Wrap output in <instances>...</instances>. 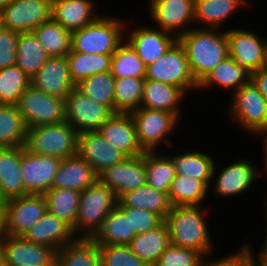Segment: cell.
Instances as JSON below:
<instances>
[{
	"instance_id": "1",
	"label": "cell",
	"mask_w": 267,
	"mask_h": 266,
	"mask_svg": "<svg viewBox=\"0 0 267 266\" xmlns=\"http://www.w3.org/2000/svg\"><path fill=\"white\" fill-rule=\"evenodd\" d=\"M195 26L179 36L178 41L185 50L190 71L199 83L229 55L228 38L225 29Z\"/></svg>"
},
{
	"instance_id": "2",
	"label": "cell",
	"mask_w": 267,
	"mask_h": 266,
	"mask_svg": "<svg viewBox=\"0 0 267 266\" xmlns=\"http://www.w3.org/2000/svg\"><path fill=\"white\" fill-rule=\"evenodd\" d=\"M202 208L203 206H172L165 222L169 229L170 244L192 248L205 257H210L216 249L211 241L212 230L207 226V212L211 209Z\"/></svg>"
},
{
	"instance_id": "3",
	"label": "cell",
	"mask_w": 267,
	"mask_h": 266,
	"mask_svg": "<svg viewBox=\"0 0 267 266\" xmlns=\"http://www.w3.org/2000/svg\"><path fill=\"white\" fill-rule=\"evenodd\" d=\"M72 32L71 50L87 54H113L125 40L124 19L105 14Z\"/></svg>"
},
{
	"instance_id": "4",
	"label": "cell",
	"mask_w": 267,
	"mask_h": 266,
	"mask_svg": "<svg viewBox=\"0 0 267 266\" xmlns=\"http://www.w3.org/2000/svg\"><path fill=\"white\" fill-rule=\"evenodd\" d=\"M78 134L66 121L27 127L24 149L32 154L65 159L77 154Z\"/></svg>"
},
{
	"instance_id": "5",
	"label": "cell",
	"mask_w": 267,
	"mask_h": 266,
	"mask_svg": "<svg viewBox=\"0 0 267 266\" xmlns=\"http://www.w3.org/2000/svg\"><path fill=\"white\" fill-rule=\"evenodd\" d=\"M117 201L114 192L99 181L81 191L77 220L72 228L75 236L93 238Z\"/></svg>"
},
{
	"instance_id": "6",
	"label": "cell",
	"mask_w": 267,
	"mask_h": 266,
	"mask_svg": "<svg viewBox=\"0 0 267 266\" xmlns=\"http://www.w3.org/2000/svg\"><path fill=\"white\" fill-rule=\"evenodd\" d=\"M228 116L245 133L257 136L267 130V99L252 81L230 95Z\"/></svg>"
},
{
	"instance_id": "7",
	"label": "cell",
	"mask_w": 267,
	"mask_h": 266,
	"mask_svg": "<svg viewBox=\"0 0 267 266\" xmlns=\"http://www.w3.org/2000/svg\"><path fill=\"white\" fill-rule=\"evenodd\" d=\"M130 115L135 124L139 145L144 151H158L163 142L170 148L174 146L170 137L177 130L180 121L175 113L138 108L131 111Z\"/></svg>"
},
{
	"instance_id": "8",
	"label": "cell",
	"mask_w": 267,
	"mask_h": 266,
	"mask_svg": "<svg viewBox=\"0 0 267 266\" xmlns=\"http://www.w3.org/2000/svg\"><path fill=\"white\" fill-rule=\"evenodd\" d=\"M146 78L171 84L188 92L198 91L183 46L177 40L168 51L146 68Z\"/></svg>"
},
{
	"instance_id": "9",
	"label": "cell",
	"mask_w": 267,
	"mask_h": 266,
	"mask_svg": "<svg viewBox=\"0 0 267 266\" xmlns=\"http://www.w3.org/2000/svg\"><path fill=\"white\" fill-rule=\"evenodd\" d=\"M16 106L27 127L66 121V101L31 85L19 97Z\"/></svg>"
},
{
	"instance_id": "10",
	"label": "cell",
	"mask_w": 267,
	"mask_h": 266,
	"mask_svg": "<svg viewBox=\"0 0 267 266\" xmlns=\"http://www.w3.org/2000/svg\"><path fill=\"white\" fill-rule=\"evenodd\" d=\"M47 211L44 194H26L4 201L2 234L22 236Z\"/></svg>"
},
{
	"instance_id": "11",
	"label": "cell",
	"mask_w": 267,
	"mask_h": 266,
	"mask_svg": "<svg viewBox=\"0 0 267 266\" xmlns=\"http://www.w3.org/2000/svg\"><path fill=\"white\" fill-rule=\"evenodd\" d=\"M238 159L228 164V166L222 167L220 171H216L217 165H214L211 180V183L213 182L214 184L212 183L211 187H209L214 197H220L222 199L224 197V199H227L234 196L238 197L242 193L246 194V192L248 194V191L258 181L256 178L262 176L261 168H258L257 164L255 165L252 160L249 161L241 157ZM214 178L215 180H213Z\"/></svg>"
},
{
	"instance_id": "12",
	"label": "cell",
	"mask_w": 267,
	"mask_h": 266,
	"mask_svg": "<svg viewBox=\"0 0 267 266\" xmlns=\"http://www.w3.org/2000/svg\"><path fill=\"white\" fill-rule=\"evenodd\" d=\"M254 31L241 27L226 30L229 56L251 74L267 66V39H263Z\"/></svg>"
},
{
	"instance_id": "13",
	"label": "cell",
	"mask_w": 267,
	"mask_h": 266,
	"mask_svg": "<svg viewBox=\"0 0 267 266\" xmlns=\"http://www.w3.org/2000/svg\"><path fill=\"white\" fill-rule=\"evenodd\" d=\"M195 0H148V13L153 27L175 35L177 38L195 25ZM190 26V28H189Z\"/></svg>"
},
{
	"instance_id": "14",
	"label": "cell",
	"mask_w": 267,
	"mask_h": 266,
	"mask_svg": "<svg viewBox=\"0 0 267 266\" xmlns=\"http://www.w3.org/2000/svg\"><path fill=\"white\" fill-rule=\"evenodd\" d=\"M66 122L78 133L98 131L114 112L106 105L88 98L81 90L74 87L67 95Z\"/></svg>"
},
{
	"instance_id": "15",
	"label": "cell",
	"mask_w": 267,
	"mask_h": 266,
	"mask_svg": "<svg viewBox=\"0 0 267 266\" xmlns=\"http://www.w3.org/2000/svg\"><path fill=\"white\" fill-rule=\"evenodd\" d=\"M52 0H13L0 14V26L17 33L32 32L51 18Z\"/></svg>"
},
{
	"instance_id": "16",
	"label": "cell",
	"mask_w": 267,
	"mask_h": 266,
	"mask_svg": "<svg viewBox=\"0 0 267 266\" xmlns=\"http://www.w3.org/2000/svg\"><path fill=\"white\" fill-rule=\"evenodd\" d=\"M98 181L110 188L118 199L122 194L147 184L144 154L103 169Z\"/></svg>"
},
{
	"instance_id": "17",
	"label": "cell",
	"mask_w": 267,
	"mask_h": 266,
	"mask_svg": "<svg viewBox=\"0 0 267 266\" xmlns=\"http://www.w3.org/2000/svg\"><path fill=\"white\" fill-rule=\"evenodd\" d=\"M62 159L32 154L22 146L21 175L27 194H45L52 188Z\"/></svg>"
},
{
	"instance_id": "18",
	"label": "cell",
	"mask_w": 267,
	"mask_h": 266,
	"mask_svg": "<svg viewBox=\"0 0 267 266\" xmlns=\"http://www.w3.org/2000/svg\"><path fill=\"white\" fill-rule=\"evenodd\" d=\"M2 244L5 266H50L56 260L53 248L22 236L2 234Z\"/></svg>"
},
{
	"instance_id": "19",
	"label": "cell",
	"mask_w": 267,
	"mask_h": 266,
	"mask_svg": "<svg viewBox=\"0 0 267 266\" xmlns=\"http://www.w3.org/2000/svg\"><path fill=\"white\" fill-rule=\"evenodd\" d=\"M127 26L129 25H126L125 32L127 33L125 35L128 34V36H125V40L146 66L162 57L178 40L175 35L155 27L151 28L148 25L140 26V28L139 26L136 28Z\"/></svg>"
},
{
	"instance_id": "20",
	"label": "cell",
	"mask_w": 267,
	"mask_h": 266,
	"mask_svg": "<svg viewBox=\"0 0 267 266\" xmlns=\"http://www.w3.org/2000/svg\"><path fill=\"white\" fill-rule=\"evenodd\" d=\"M77 154L97 173L129 157L122 150L110 145L99 131H84L78 134Z\"/></svg>"
},
{
	"instance_id": "21",
	"label": "cell",
	"mask_w": 267,
	"mask_h": 266,
	"mask_svg": "<svg viewBox=\"0 0 267 266\" xmlns=\"http://www.w3.org/2000/svg\"><path fill=\"white\" fill-rule=\"evenodd\" d=\"M30 85L37 90L65 100L76 87L70 75L67 57H49L40 70L30 78Z\"/></svg>"
},
{
	"instance_id": "22",
	"label": "cell",
	"mask_w": 267,
	"mask_h": 266,
	"mask_svg": "<svg viewBox=\"0 0 267 266\" xmlns=\"http://www.w3.org/2000/svg\"><path fill=\"white\" fill-rule=\"evenodd\" d=\"M98 131L110 145L122 150L129 157L145 153L139 145L135 124L130 113H114Z\"/></svg>"
},
{
	"instance_id": "23",
	"label": "cell",
	"mask_w": 267,
	"mask_h": 266,
	"mask_svg": "<svg viewBox=\"0 0 267 266\" xmlns=\"http://www.w3.org/2000/svg\"><path fill=\"white\" fill-rule=\"evenodd\" d=\"M96 4L95 0H52L51 18L72 33L101 16Z\"/></svg>"
},
{
	"instance_id": "24",
	"label": "cell",
	"mask_w": 267,
	"mask_h": 266,
	"mask_svg": "<svg viewBox=\"0 0 267 266\" xmlns=\"http://www.w3.org/2000/svg\"><path fill=\"white\" fill-rule=\"evenodd\" d=\"M22 237L33 243L50 246L56 252L77 238L69 224L49 211L25 231Z\"/></svg>"
},
{
	"instance_id": "25",
	"label": "cell",
	"mask_w": 267,
	"mask_h": 266,
	"mask_svg": "<svg viewBox=\"0 0 267 266\" xmlns=\"http://www.w3.org/2000/svg\"><path fill=\"white\" fill-rule=\"evenodd\" d=\"M188 96L181 88L145 78L140 108L164 110L182 118L181 104Z\"/></svg>"
},
{
	"instance_id": "26",
	"label": "cell",
	"mask_w": 267,
	"mask_h": 266,
	"mask_svg": "<svg viewBox=\"0 0 267 266\" xmlns=\"http://www.w3.org/2000/svg\"><path fill=\"white\" fill-rule=\"evenodd\" d=\"M98 181V173L78 154L62 159L52 188L83 191Z\"/></svg>"
},
{
	"instance_id": "27",
	"label": "cell",
	"mask_w": 267,
	"mask_h": 266,
	"mask_svg": "<svg viewBox=\"0 0 267 266\" xmlns=\"http://www.w3.org/2000/svg\"><path fill=\"white\" fill-rule=\"evenodd\" d=\"M21 147H0V197L5 201L27 194L21 175Z\"/></svg>"
},
{
	"instance_id": "28",
	"label": "cell",
	"mask_w": 267,
	"mask_h": 266,
	"mask_svg": "<svg viewBox=\"0 0 267 266\" xmlns=\"http://www.w3.org/2000/svg\"><path fill=\"white\" fill-rule=\"evenodd\" d=\"M249 0H195L194 21L198 27L222 29L223 23L242 10L243 7L254 6ZM242 8V9H241Z\"/></svg>"
},
{
	"instance_id": "29",
	"label": "cell",
	"mask_w": 267,
	"mask_h": 266,
	"mask_svg": "<svg viewBox=\"0 0 267 266\" xmlns=\"http://www.w3.org/2000/svg\"><path fill=\"white\" fill-rule=\"evenodd\" d=\"M250 81L251 73L244 67L238 66L228 55L198 83V90L207 91L209 88L219 86L217 88L226 91L229 89L232 94Z\"/></svg>"
},
{
	"instance_id": "30",
	"label": "cell",
	"mask_w": 267,
	"mask_h": 266,
	"mask_svg": "<svg viewBox=\"0 0 267 266\" xmlns=\"http://www.w3.org/2000/svg\"><path fill=\"white\" fill-rule=\"evenodd\" d=\"M117 205L150 211L160 215L164 220L172 209L168 193L148 184L122 194Z\"/></svg>"
},
{
	"instance_id": "31",
	"label": "cell",
	"mask_w": 267,
	"mask_h": 266,
	"mask_svg": "<svg viewBox=\"0 0 267 266\" xmlns=\"http://www.w3.org/2000/svg\"><path fill=\"white\" fill-rule=\"evenodd\" d=\"M169 245V229L165 221L155 229L137 234L128 244L148 266H154Z\"/></svg>"
},
{
	"instance_id": "32",
	"label": "cell",
	"mask_w": 267,
	"mask_h": 266,
	"mask_svg": "<svg viewBox=\"0 0 267 266\" xmlns=\"http://www.w3.org/2000/svg\"><path fill=\"white\" fill-rule=\"evenodd\" d=\"M131 232L130 214L116 205L103 220L100 230L92 238L97 244L128 245L136 236Z\"/></svg>"
},
{
	"instance_id": "33",
	"label": "cell",
	"mask_w": 267,
	"mask_h": 266,
	"mask_svg": "<svg viewBox=\"0 0 267 266\" xmlns=\"http://www.w3.org/2000/svg\"><path fill=\"white\" fill-rule=\"evenodd\" d=\"M179 152L181 153L177 155H169L174 163L176 175L202 180L210 187L215 159L210 154L198 150Z\"/></svg>"
},
{
	"instance_id": "34",
	"label": "cell",
	"mask_w": 267,
	"mask_h": 266,
	"mask_svg": "<svg viewBox=\"0 0 267 266\" xmlns=\"http://www.w3.org/2000/svg\"><path fill=\"white\" fill-rule=\"evenodd\" d=\"M209 186L202 180L175 175L168 195L172 206H204Z\"/></svg>"
},
{
	"instance_id": "35",
	"label": "cell",
	"mask_w": 267,
	"mask_h": 266,
	"mask_svg": "<svg viewBox=\"0 0 267 266\" xmlns=\"http://www.w3.org/2000/svg\"><path fill=\"white\" fill-rule=\"evenodd\" d=\"M62 266H101L99 244L92 238H76L56 252Z\"/></svg>"
},
{
	"instance_id": "36",
	"label": "cell",
	"mask_w": 267,
	"mask_h": 266,
	"mask_svg": "<svg viewBox=\"0 0 267 266\" xmlns=\"http://www.w3.org/2000/svg\"><path fill=\"white\" fill-rule=\"evenodd\" d=\"M161 152L163 151H145L144 153L147 184L168 193L176 171L169 153L162 154Z\"/></svg>"
},
{
	"instance_id": "37",
	"label": "cell",
	"mask_w": 267,
	"mask_h": 266,
	"mask_svg": "<svg viewBox=\"0 0 267 266\" xmlns=\"http://www.w3.org/2000/svg\"><path fill=\"white\" fill-rule=\"evenodd\" d=\"M66 57L75 85L91 75L111 71L112 54H87L71 50Z\"/></svg>"
},
{
	"instance_id": "38",
	"label": "cell",
	"mask_w": 267,
	"mask_h": 266,
	"mask_svg": "<svg viewBox=\"0 0 267 266\" xmlns=\"http://www.w3.org/2000/svg\"><path fill=\"white\" fill-rule=\"evenodd\" d=\"M16 65L32 78L50 57L33 32L19 33Z\"/></svg>"
},
{
	"instance_id": "39",
	"label": "cell",
	"mask_w": 267,
	"mask_h": 266,
	"mask_svg": "<svg viewBox=\"0 0 267 266\" xmlns=\"http://www.w3.org/2000/svg\"><path fill=\"white\" fill-rule=\"evenodd\" d=\"M27 126L16 105L0 104V147H21Z\"/></svg>"
},
{
	"instance_id": "40",
	"label": "cell",
	"mask_w": 267,
	"mask_h": 266,
	"mask_svg": "<svg viewBox=\"0 0 267 266\" xmlns=\"http://www.w3.org/2000/svg\"><path fill=\"white\" fill-rule=\"evenodd\" d=\"M32 32L50 57L66 56L71 51L72 33L52 18L36 27Z\"/></svg>"
},
{
	"instance_id": "41",
	"label": "cell",
	"mask_w": 267,
	"mask_h": 266,
	"mask_svg": "<svg viewBox=\"0 0 267 266\" xmlns=\"http://www.w3.org/2000/svg\"><path fill=\"white\" fill-rule=\"evenodd\" d=\"M81 192L73 189L51 188L45 194L47 211L72 228L77 220Z\"/></svg>"
},
{
	"instance_id": "42",
	"label": "cell",
	"mask_w": 267,
	"mask_h": 266,
	"mask_svg": "<svg viewBox=\"0 0 267 266\" xmlns=\"http://www.w3.org/2000/svg\"><path fill=\"white\" fill-rule=\"evenodd\" d=\"M145 78L146 77L115 78V113H130L140 108Z\"/></svg>"
},
{
	"instance_id": "43",
	"label": "cell",
	"mask_w": 267,
	"mask_h": 266,
	"mask_svg": "<svg viewBox=\"0 0 267 266\" xmlns=\"http://www.w3.org/2000/svg\"><path fill=\"white\" fill-rule=\"evenodd\" d=\"M76 87L88 98L108 106L115 113V77L111 71L91 75Z\"/></svg>"
},
{
	"instance_id": "44",
	"label": "cell",
	"mask_w": 267,
	"mask_h": 266,
	"mask_svg": "<svg viewBox=\"0 0 267 266\" xmlns=\"http://www.w3.org/2000/svg\"><path fill=\"white\" fill-rule=\"evenodd\" d=\"M146 68L147 66L126 40L112 54L111 73L115 78L146 77Z\"/></svg>"
},
{
	"instance_id": "45",
	"label": "cell",
	"mask_w": 267,
	"mask_h": 266,
	"mask_svg": "<svg viewBox=\"0 0 267 266\" xmlns=\"http://www.w3.org/2000/svg\"><path fill=\"white\" fill-rule=\"evenodd\" d=\"M30 86V77L17 65L0 69V104L16 105Z\"/></svg>"
},
{
	"instance_id": "46",
	"label": "cell",
	"mask_w": 267,
	"mask_h": 266,
	"mask_svg": "<svg viewBox=\"0 0 267 266\" xmlns=\"http://www.w3.org/2000/svg\"><path fill=\"white\" fill-rule=\"evenodd\" d=\"M101 266H148L128 245L99 244Z\"/></svg>"
},
{
	"instance_id": "47",
	"label": "cell",
	"mask_w": 267,
	"mask_h": 266,
	"mask_svg": "<svg viewBox=\"0 0 267 266\" xmlns=\"http://www.w3.org/2000/svg\"><path fill=\"white\" fill-rule=\"evenodd\" d=\"M205 258L198 250L170 244L154 266H202Z\"/></svg>"
},
{
	"instance_id": "48",
	"label": "cell",
	"mask_w": 267,
	"mask_h": 266,
	"mask_svg": "<svg viewBox=\"0 0 267 266\" xmlns=\"http://www.w3.org/2000/svg\"><path fill=\"white\" fill-rule=\"evenodd\" d=\"M125 214H130L131 232L136 234L155 229L165 220L158 214L132 207H120Z\"/></svg>"
},
{
	"instance_id": "49",
	"label": "cell",
	"mask_w": 267,
	"mask_h": 266,
	"mask_svg": "<svg viewBox=\"0 0 267 266\" xmlns=\"http://www.w3.org/2000/svg\"><path fill=\"white\" fill-rule=\"evenodd\" d=\"M19 33L0 26V69L16 65Z\"/></svg>"
},
{
	"instance_id": "50",
	"label": "cell",
	"mask_w": 267,
	"mask_h": 266,
	"mask_svg": "<svg viewBox=\"0 0 267 266\" xmlns=\"http://www.w3.org/2000/svg\"><path fill=\"white\" fill-rule=\"evenodd\" d=\"M237 250L233 253L229 252L223 257L220 256L218 259L211 260V256L210 258L206 257L204 264L205 266H255L250 252L243 244Z\"/></svg>"
},
{
	"instance_id": "51",
	"label": "cell",
	"mask_w": 267,
	"mask_h": 266,
	"mask_svg": "<svg viewBox=\"0 0 267 266\" xmlns=\"http://www.w3.org/2000/svg\"><path fill=\"white\" fill-rule=\"evenodd\" d=\"M263 242H264L262 244L263 246L260 247L259 250H257V253L254 252V250L252 249V246L249 245L248 242H244L243 243L244 246L250 252V254L252 256V259H253V261L255 263V266H267V233L266 232H265V236H264V241Z\"/></svg>"
},
{
	"instance_id": "52",
	"label": "cell",
	"mask_w": 267,
	"mask_h": 266,
	"mask_svg": "<svg viewBox=\"0 0 267 266\" xmlns=\"http://www.w3.org/2000/svg\"><path fill=\"white\" fill-rule=\"evenodd\" d=\"M251 81L258 88L260 93L267 99V66L255 70L251 74Z\"/></svg>"
},
{
	"instance_id": "53",
	"label": "cell",
	"mask_w": 267,
	"mask_h": 266,
	"mask_svg": "<svg viewBox=\"0 0 267 266\" xmlns=\"http://www.w3.org/2000/svg\"><path fill=\"white\" fill-rule=\"evenodd\" d=\"M261 137V138H260ZM256 138H259L260 140L259 141H262V150H263V165H264V168H261V171L263 174H266L267 176V130L266 131H263L261 133H259ZM263 139V140H261ZM264 169V170H263Z\"/></svg>"
},
{
	"instance_id": "54",
	"label": "cell",
	"mask_w": 267,
	"mask_h": 266,
	"mask_svg": "<svg viewBox=\"0 0 267 266\" xmlns=\"http://www.w3.org/2000/svg\"><path fill=\"white\" fill-rule=\"evenodd\" d=\"M0 266H5L4 250L2 244V234L0 236Z\"/></svg>"
},
{
	"instance_id": "55",
	"label": "cell",
	"mask_w": 267,
	"mask_h": 266,
	"mask_svg": "<svg viewBox=\"0 0 267 266\" xmlns=\"http://www.w3.org/2000/svg\"><path fill=\"white\" fill-rule=\"evenodd\" d=\"M13 0H0V14L5 6H7Z\"/></svg>"
},
{
	"instance_id": "56",
	"label": "cell",
	"mask_w": 267,
	"mask_h": 266,
	"mask_svg": "<svg viewBox=\"0 0 267 266\" xmlns=\"http://www.w3.org/2000/svg\"><path fill=\"white\" fill-rule=\"evenodd\" d=\"M264 199H265L264 200V208H265V211H266L265 212V215H266L265 217L267 218V193L265 194ZM266 218H265V221H266V224H267V219ZM265 229H266L265 232L267 233V225H266V228Z\"/></svg>"
},
{
	"instance_id": "57",
	"label": "cell",
	"mask_w": 267,
	"mask_h": 266,
	"mask_svg": "<svg viewBox=\"0 0 267 266\" xmlns=\"http://www.w3.org/2000/svg\"><path fill=\"white\" fill-rule=\"evenodd\" d=\"M4 200L0 197V213L3 212Z\"/></svg>"
},
{
	"instance_id": "58",
	"label": "cell",
	"mask_w": 267,
	"mask_h": 266,
	"mask_svg": "<svg viewBox=\"0 0 267 266\" xmlns=\"http://www.w3.org/2000/svg\"><path fill=\"white\" fill-rule=\"evenodd\" d=\"M50 266H62V264L56 259Z\"/></svg>"
},
{
	"instance_id": "59",
	"label": "cell",
	"mask_w": 267,
	"mask_h": 266,
	"mask_svg": "<svg viewBox=\"0 0 267 266\" xmlns=\"http://www.w3.org/2000/svg\"><path fill=\"white\" fill-rule=\"evenodd\" d=\"M1 217H2V213H0V236L2 234V223H1Z\"/></svg>"
}]
</instances>
